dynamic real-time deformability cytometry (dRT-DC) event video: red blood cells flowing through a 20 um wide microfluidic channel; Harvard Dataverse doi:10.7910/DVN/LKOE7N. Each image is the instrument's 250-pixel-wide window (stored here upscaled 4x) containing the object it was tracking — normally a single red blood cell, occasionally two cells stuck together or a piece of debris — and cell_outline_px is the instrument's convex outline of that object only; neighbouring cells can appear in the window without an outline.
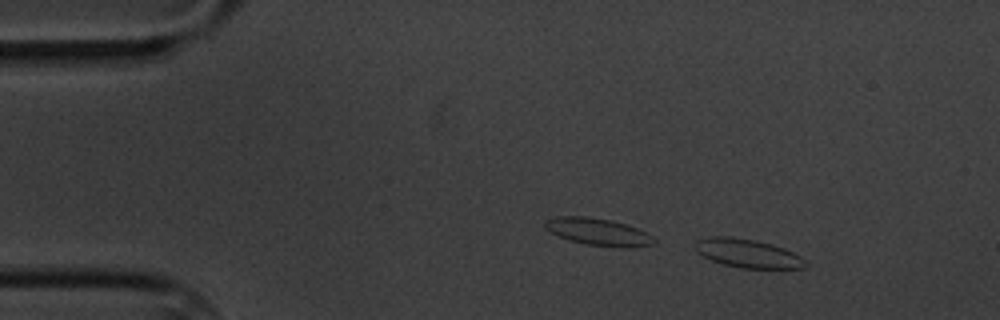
{"species": "common noctule bat (a hibernating species)", "species_latin": "Nyctalus noctula", "temperature_condition": "cold", "stored_images_in_passage": 6, "camera_frame_rate_fps": 3000, "um_per_image_px": 0.085, "animal": {"sex": "male", "body_mass_g": 20.1, "forearm_length_mm": 53.5}, "frame": {"image": 1, "passage_image": 1, "time_ms": 0.0, "image_size_px": [1000, 320], "cell_outline_px": [[808, 264], [804, 268], [740, 268], [724, 264], [712, 260], [696, 252], [696, 240], [708, 236], [732, 236], [756, 240], [772, 244], [784, 248], [808, 260]], "centroid_in_image_um": [63.58, 21.52], "position_along_channel_um": 21.4, "area_um2": 18.5}}
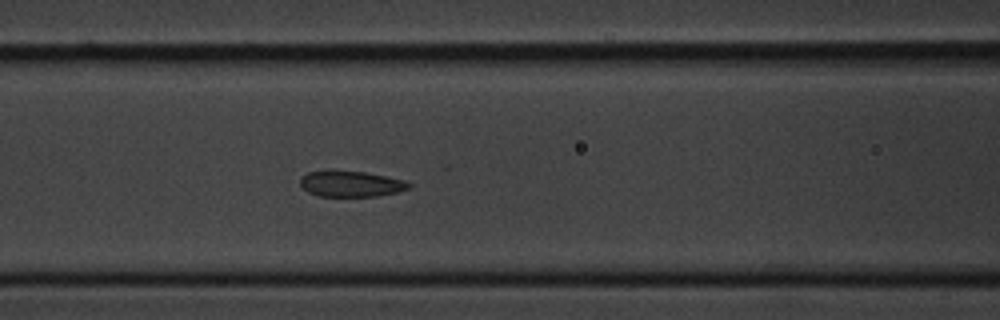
{"frame": {"image": 2, "passage_image": 6, "time_ms": 5.667, "image_size_px": [1000, 320], "cell_outline_px": [[412, 188], [396, 192], [376, 196], [320, 196], [308, 192], [300, 184], [300, 176], [308, 172], [328, 168], [332, 168], [364, 172], [404, 180], [412, 184]], "centroid_in_image_um": [29.78, 15.59], "position_along_channel_um": 136.8, "area_um2": 16.82}}